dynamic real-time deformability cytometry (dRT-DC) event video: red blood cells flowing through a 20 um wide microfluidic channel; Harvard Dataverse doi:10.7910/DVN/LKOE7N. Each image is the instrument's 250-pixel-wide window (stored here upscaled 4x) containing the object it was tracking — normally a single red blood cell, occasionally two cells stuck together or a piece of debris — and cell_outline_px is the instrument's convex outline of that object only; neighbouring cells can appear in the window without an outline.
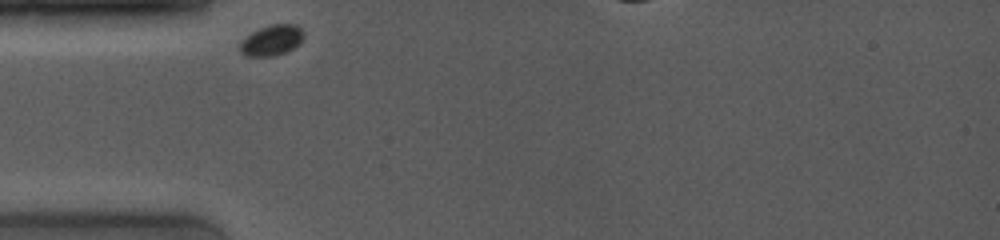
{"species": "common noctule bat (a hibernating species)", "species_latin": "Nyctalus noctula", "temperature_condition": "room temperature", "stored_images_in_passage": 19, "camera_frame_rate_fps": 4000, "um_per_image_px": 0.085, "animal": {"sex": "female", "body_mass_g": 19.0, "forearm_length_mm": 53.3}, "frame": {"image": 1, "passage_image": 1, "time_ms": 0.0, "image_size_px": [1000, 240], "cell_outline_px": [[304, 36], [292, 48], [276, 56], [244, 56], [240, 52], [240, 40], [252, 32], [268, 24], [296, 24], [304, 32]], "centroid_in_image_um": [23.05, 3.42], "position_along_channel_um": 62.0, "area_um2": 11.33}}
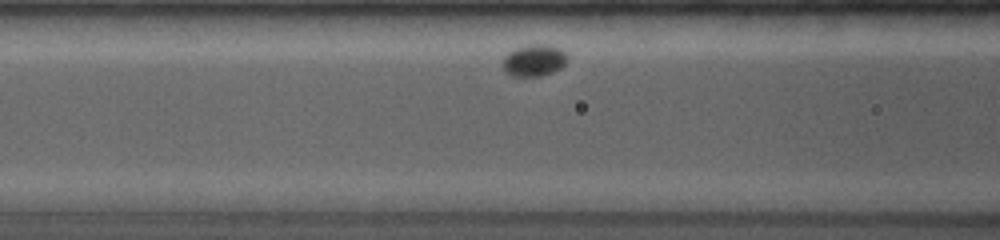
{"frame": {"image": 2, "passage_image": 5, "time_ms": 1.75, "image_size_px": [1000, 240], "cell_outline_px": [[568, 60], [560, 68], [552, 72], [540, 76], [512, 76], [504, 68], [504, 56], [508, 52], [516, 48], [528, 44], [548, 44], [560, 48], [568, 56]], "centroid_in_image_um": [45.43, 5.11], "position_along_channel_um": 121.2, "area_um2": 11.91}}
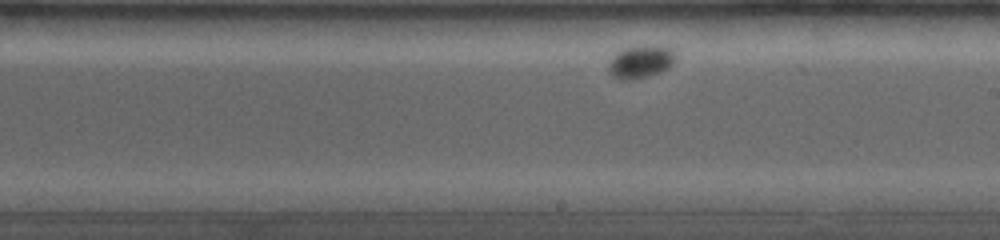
{"frame": {"image": 3, "passage_image": 16, "time_ms": 5.0, "image_size_px": [1000, 240], "cell_outline_px": [[676, 60], [668, 68], [660, 72], [648, 76], [632, 80], [620, 80], [612, 76], [608, 68], [608, 64], [612, 56], [616, 52], [624, 48], [636, 44], [652, 44], [672, 48], [676, 56]], "centroid_in_image_um": [54.45, 5.21], "position_along_channel_um": 234.5, "area_um2": 13.29}}